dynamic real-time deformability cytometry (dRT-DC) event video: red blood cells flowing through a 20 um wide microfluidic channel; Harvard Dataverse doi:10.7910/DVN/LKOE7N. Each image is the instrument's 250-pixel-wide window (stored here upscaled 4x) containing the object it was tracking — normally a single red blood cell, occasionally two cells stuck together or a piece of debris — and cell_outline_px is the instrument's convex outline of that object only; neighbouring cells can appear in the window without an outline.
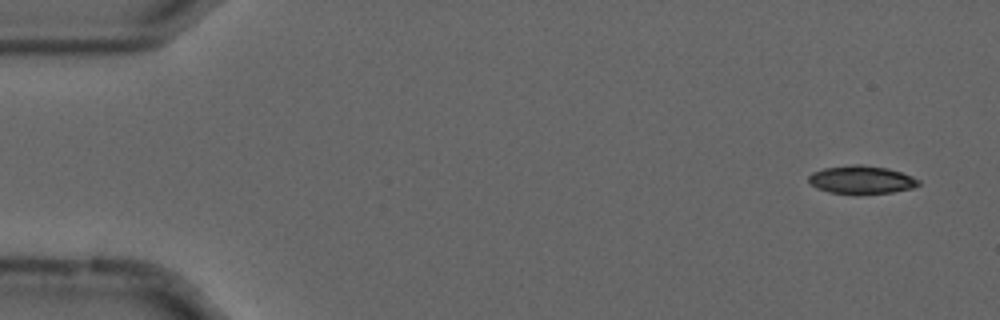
{"species": "common noctule bat (a hibernating species)", "species_latin": "Nyctalus noctula", "temperature_condition": "cold", "stored_images_in_passage": 53, "camera_frame_rate_fps": 3000, "um_per_image_px": 0.085, "animal": {"sex": "male", "forearm_length_mm": 52.5}, "frame": {"image": 1, "passage_image": 1, "time_ms": 0.0, "image_size_px": [1000, 320], "cell_outline_px": [[920, 184], [912, 188], [892, 192], [828, 192], [816, 188], [808, 180], [808, 176], [812, 172], [824, 168], [856, 164], [860, 164], [888, 168], [912, 176], [920, 180]], "centroid_in_image_um": [73.22, 15.25], "position_along_channel_um": 11.8, "area_um2": 17.51}}
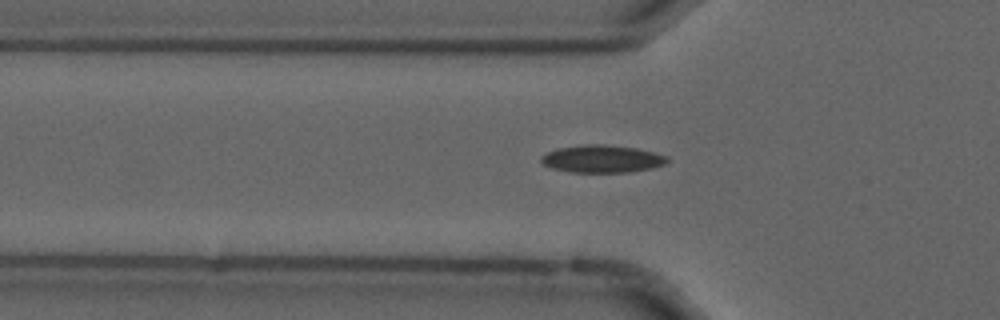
{"frame": {"image": 2, "passage_image": 16, "time_ms": 5.0, "image_size_px": [1000, 320], "cell_outline_px": [[668, 160], [664, 164], [652, 168], [628, 172], [568, 172], [552, 168], [544, 164], [540, 160], [540, 156], [556, 148], [584, 144], [604, 144], [636, 148], [668, 156]], "centroid_in_image_um": [51.14, 13.5], "position_along_channel_um": 74.7, "area_um2": 20.23}}
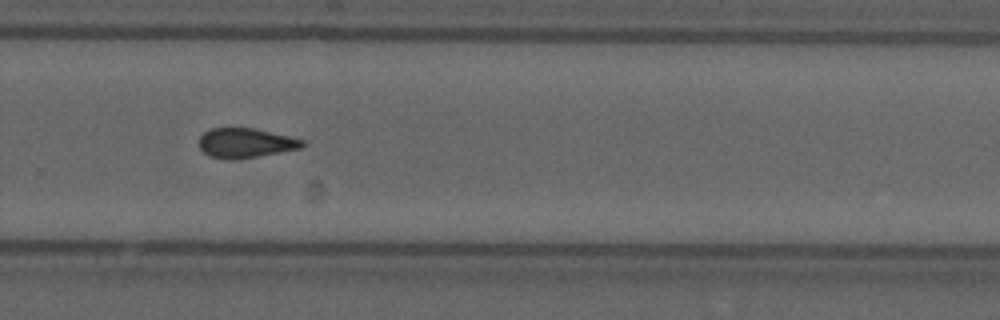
{"frame": {"image": 3, "passage_image": 35, "time_ms": 11.333, "image_size_px": [1000, 320], "cell_outline_px": [[308, 144], [300, 148], [280, 152], [256, 156], [228, 160], [208, 156], [200, 148], [200, 136], [204, 132], [212, 128], [252, 128], [288, 136], [304, 140]], "centroid_in_image_um": [20.86, 12.15], "position_along_channel_um": 308.9, "area_um2": 17.63}, "authors_computed_cell_mechanics": {"area_um2": 18.2648, "velocity_mm_per_s": 3.7025, "shape_relaxation_time_tau1_ms": null, "shape_relaxation_time_tau2_ms": 5.8338, "deformation_change_tau1": null, "deformation_change_tau2": 0.1364}}